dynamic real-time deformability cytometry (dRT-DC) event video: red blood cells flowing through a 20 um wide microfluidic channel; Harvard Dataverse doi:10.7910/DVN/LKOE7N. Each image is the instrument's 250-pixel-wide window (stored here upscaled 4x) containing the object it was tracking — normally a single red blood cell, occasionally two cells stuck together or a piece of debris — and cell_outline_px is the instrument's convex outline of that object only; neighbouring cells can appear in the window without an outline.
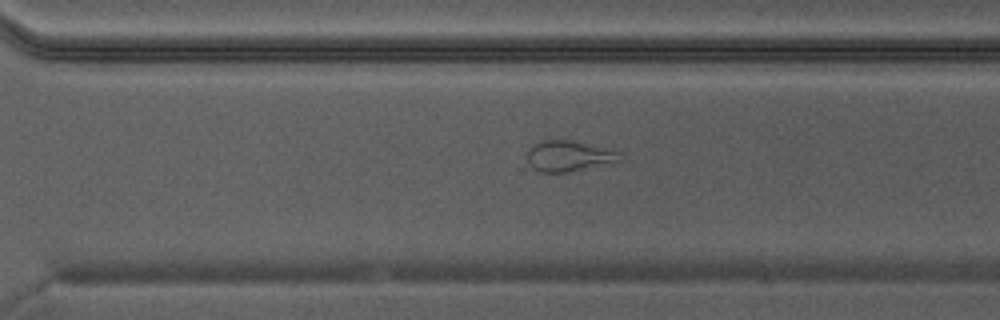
{"species": "Egyptian fruit bat (a non-hibernating species)", "species_latin": "Rousettus aegyptiacus", "temperature_condition": "warm", "stored_images_in_passage": 30, "camera_frame_rate_fps": 3000, "um_per_image_px": 0.085, "animal": {"sex": "male"}, "frame": {"image": 1, "passage_image": 18, "time_ms": 5.667, "image_size_px": [1000, 320], "cell_outline_px": [[620, 160], [568, 172], [540, 172], [532, 168], [528, 160], [528, 148], [532, 144], [540, 140], [572, 140], [620, 152]], "centroid_in_image_um": [48.27, 13.25], "position_along_channel_um": 322.3, "area_um2": 16.3}}
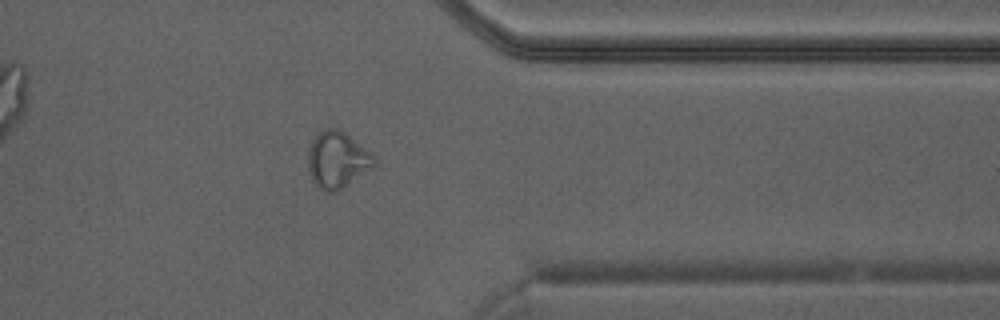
{"frame": {"image": 2, "passage_image": 22, "time_ms": 7.0, "image_size_px": [1000, 320], "cell_outline_px": [[380, 164], [336, 192], [328, 192], [320, 188], [312, 180], [308, 168], [308, 152], [312, 140], [316, 132], [324, 128], [336, 128], [344, 132], [372, 152], [376, 156]], "centroid_in_image_um": [28.72, 13.57], "position_along_channel_um": 382.7, "area_um2": 22.25}}